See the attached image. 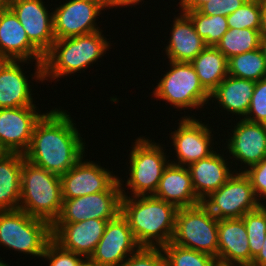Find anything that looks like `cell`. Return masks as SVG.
<instances>
[{"instance_id":"obj_7","label":"cell","mask_w":266,"mask_h":266,"mask_svg":"<svg viewBox=\"0 0 266 266\" xmlns=\"http://www.w3.org/2000/svg\"><path fill=\"white\" fill-rule=\"evenodd\" d=\"M169 62L171 69L154 87L153 96L179 109H201L209 103L210 93L201 84L193 65L190 62Z\"/></svg>"},{"instance_id":"obj_40","label":"cell","mask_w":266,"mask_h":266,"mask_svg":"<svg viewBox=\"0 0 266 266\" xmlns=\"http://www.w3.org/2000/svg\"><path fill=\"white\" fill-rule=\"evenodd\" d=\"M250 266H266V237L258 255L253 259Z\"/></svg>"},{"instance_id":"obj_34","label":"cell","mask_w":266,"mask_h":266,"mask_svg":"<svg viewBox=\"0 0 266 266\" xmlns=\"http://www.w3.org/2000/svg\"><path fill=\"white\" fill-rule=\"evenodd\" d=\"M244 119L266 124V77L256 81L250 106Z\"/></svg>"},{"instance_id":"obj_15","label":"cell","mask_w":266,"mask_h":266,"mask_svg":"<svg viewBox=\"0 0 266 266\" xmlns=\"http://www.w3.org/2000/svg\"><path fill=\"white\" fill-rule=\"evenodd\" d=\"M8 7L18 17L29 41L45 55L55 41L53 12L49 13L43 0H8Z\"/></svg>"},{"instance_id":"obj_20","label":"cell","mask_w":266,"mask_h":266,"mask_svg":"<svg viewBox=\"0 0 266 266\" xmlns=\"http://www.w3.org/2000/svg\"><path fill=\"white\" fill-rule=\"evenodd\" d=\"M218 262L251 265L247 231L242 218L218 220Z\"/></svg>"},{"instance_id":"obj_17","label":"cell","mask_w":266,"mask_h":266,"mask_svg":"<svg viewBox=\"0 0 266 266\" xmlns=\"http://www.w3.org/2000/svg\"><path fill=\"white\" fill-rule=\"evenodd\" d=\"M36 110V106L0 109V145L8 153L28 150L34 126L44 114Z\"/></svg>"},{"instance_id":"obj_28","label":"cell","mask_w":266,"mask_h":266,"mask_svg":"<svg viewBox=\"0 0 266 266\" xmlns=\"http://www.w3.org/2000/svg\"><path fill=\"white\" fill-rule=\"evenodd\" d=\"M261 30L228 29L215 46L227 59L260 48Z\"/></svg>"},{"instance_id":"obj_39","label":"cell","mask_w":266,"mask_h":266,"mask_svg":"<svg viewBox=\"0 0 266 266\" xmlns=\"http://www.w3.org/2000/svg\"><path fill=\"white\" fill-rule=\"evenodd\" d=\"M180 10H199L205 3L213 0H179Z\"/></svg>"},{"instance_id":"obj_43","label":"cell","mask_w":266,"mask_h":266,"mask_svg":"<svg viewBox=\"0 0 266 266\" xmlns=\"http://www.w3.org/2000/svg\"><path fill=\"white\" fill-rule=\"evenodd\" d=\"M260 49L262 50L264 58L266 60V34L261 35Z\"/></svg>"},{"instance_id":"obj_11","label":"cell","mask_w":266,"mask_h":266,"mask_svg":"<svg viewBox=\"0 0 266 266\" xmlns=\"http://www.w3.org/2000/svg\"><path fill=\"white\" fill-rule=\"evenodd\" d=\"M105 8H109L106 0H69L59 5L53 11L55 40L100 31L96 18Z\"/></svg>"},{"instance_id":"obj_38","label":"cell","mask_w":266,"mask_h":266,"mask_svg":"<svg viewBox=\"0 0 266 266\" xmlns=\"http://www.w3.org/2000/svg\"><path fill=\"white\" fill-rule=\"evenodd\" d=\"M247 0H213L205 3L198 11L208 16H227L235 12Z\"/></svg>"},{"instance_id":"obj_33","label":"cell","mask_w":266,"mask_h":266,"mask_svg":"<svg viewBox=\"0 0 266 266\" xmlns=\"http://www.w3.org/2000/svg\"><path fill=\"white\" fill-rule=\"evenodd\" d=\"M229 29H255L262 27V0H247L235 12L226 16Z\"/></svg>"},{"instance_id":"obj_23","label":"cell","mask_w":266,"mask_h":266,"mask_svg":"<svg viewBox=\"0 0 266 266\" xmlns=\"http://www.w3.org/2000/svg\"><path fill=\"white\" fill-rule=\"evenodd\" d=\"M223 156L215 151L209 157L200 159L187 167L193 189L201 201L224 185L235 172V169L230 170L229 162Z\"/></svg>"},{"instance_id":"obj_42","label":"cell","mask_w":266,"mask_h":266,"mask_svg":"<svg viewBox=\"0 0 266 266\" xmlns=\"http://www.w3.org/2000/svg\"><path fill=\"white\" fill-rule=\"evenodd\" d=\"M261 33L266 34V0H262V27Z\"/></svg>"},{"instance_id":"obj_32","label":"cell","mask_w":266,"mask_h":266,"mask_svg":"<svg viewBox=\"0 0 266 266\" xmlns=\"http://www.w3.org/2000/svg\"><path fill=\"white\" fill-rule=\"evenodd\" d=\"M242 219L247 231L251 264L260 252L266 237V205L246 213Z\"/></svg>"},{"instance_id":"obj_6","label":"cell","mask_w":266,"mask_h":266,"mask_svg":"<svg viewBox=\"0 0 266 266\" xmlns=\"http://www.w3.org/2000/svg\"><path fill=\"white\" fill-rule=\"evenodd\" d=\"M172 243L218 261V219L202 204L179 208Z\"/></svg>"},{"instance_id":"obj_46","label":"cell","mask_w":266,"mask_h":266,"mask_svg":"<svg viewBox=\"0 0 266 266\" xmlns=\"http://www.w3.org/2000/svg\"><path fill=\"white\" fill-rule=\"evenodd\" d=\"M7 154L8 152L0 145V160Z\"/></svg>"},{"instance_id":"obj_25","label":"cell","mask_w":266,"mask_h":266,"mask_svg":"<svg viewBox=\"0 0 266 266\" xmlns=\"http://www.w3.org/2000/svg\"><path fill=\"white\" fill-rule=\"evenodd\" d=\"M255 84L253 80L227 75L210 93V100L216 99L215 101L224 110L230 114L239 115L243 119L248 112Z\"/></svg>"},{"instance_id":"obj_36","label":"cell","mask_w":266,"mask_h":266,"mask_svg":"<svg viewBox=\"0 0 266 266\" xmlns=\"http://www.w3.org/2000/svg\"><path fill=\"white\" fill-rule=\"evenodd\" d=\"M120 266H166L162 248L141 247Z\"/></svg>"},{"instance_id":"obj_24","label":"cell","mask_w":266,"mask_h":266,"mask_svg":"<svg viewBox=\"0 0 266 266\" xmlns=\"http://www.w3.org/2000/svg\"><path fill=\"white\" fill-rule=\"evenodd\" d=\"M180 14L174 17L165 52L169 61L191 62L207 45L196 33L191 19L183 11Z\"/></svg>"},{"instance_id":"obj_14","label":"cell","mask_w":266,"mask_h":266,"mask_svg":"<svg viewBox=\"0 0 266 266\" xmlns=\"http://www.w3.org/2000/svg\"><path fill=\"white\" fill-rule=\"evenodd\" d=\"M141 246L121 213L107 222L104 233L90 259L100 266H120Z\"/></svg>"},{"instance_id":"obj_31","label":"cell","mask_w":266,"mask_h":266,"mask_svg":"<svg viewBox=\"0 0 266 266\" xmlns=\"http://www.w3.org/2000/svg\"><path fill=\"white\" fill-rule=\"evenodd\" d=\"M166 266H214L218 261L208 254L178 246L172 242L162 247Z\"/></svg>"},{"instance_id":"obj_2","label":"cell","mask_w":266,"mask_h":266,"mask_svg":"<svg viewBox=\"0 0 266 266\" xmlns=\"http://www.w3.org/2000/svg\"><path fill=\"white\" fill-rule=\"evenodd\" d=\"M121 185V215L141 247L162 248L173 238L178 208L154 195L128 196Z\"/></svg>"},{"instance_id":"obj_41","label":"cell","mask_w":266,"mask_h":266,"mask_svg":"<svg viewBox=\"0 0 266 266\" xmlns=\"http://www.w3.org/2000/svg\"><path fill=\"white\" fill-rule=\"evenodd\" d=\"M142 2V0H109L108 1V7L110 9L114 7H120V6H132V5H139V3Z\"/></svg>"},{"instance_id":"obj_9","label":"cell","mask_w":266,"mask_h":266,"mask_svg":"<svg viewBox=\"0 0 266 266\" xmlns=\"http://www.w3.org/2000/svg\"><path fill=\"white\" fill-rule=\"evenodd\" d=\"M242 168L201 202L218 220L239 219L261 206Z\"/></svg>"},{"instance_id":"obj_5","label":"cell","mask_w":266,"mask_h":266,"mask_svg":"<svg viewBox=\"0 0 266 266\" xmlns=\"http://www.w3.org/2000/svg\"><path fill=\"white\" fill-rule=\"evenodd\" d=\"M52 240V226L21 209L0 211V246L42 257Z\"/></svg>"},{"instance_id":"obj_16","label":"cell","mask_w":266,"mask_h":266,"mask_svg":"<svg viewBox=\"0 0 266 266\" xmlns=\"http://www.w3.org/2000/svg\"><path fill=\"white\" fill-rule=\"evenodd\" d=\"M83 158L60 176L63 199L108 191L119 180L110 170Z\"/></svg>"},{"instance_id":"obj_45","label":"cell","mask_w":266,"mask_h":266,"mask_svg":"<svg viewBox=\"0 0 266 266\" xmlns=\"http://www.w3.org/2000/svg\"><path fill=\"white\" fill-rule=\"evenodd\" d=\"M8 6V0H0V13Z\"/></svg>"},{"instance_id":"obj_3","label":"cell","mask_w":266,"mask_h":266,"mask_svg":"<svg viewBox=\"0 0 266 266\" xmlns=\"http://www.w3.org/2000/svg\"><path fill=\"white\" fill-rule=\"evenodd\" d=\"M110 43L102 31L87 35L55 40L44 55L43 81L51 80L86 70L106 54Z\"/></svg>"},{"instance_id":"obj_1","label":"cell","mask_w":266,"mask_h":266,"mask_svg":"<svg viewBox=\"0 0 266 266\" xmlns=\"http://www.w3.org/2000/svg\"><path fill=\"white\" fill-rule=\"evenodd\" d=\"M75 125L66 110L44 113L34 126L25 159L48 172L65 174L86 153V143Z\"/></svg>"},{"instance_id":"obj_18","label":"cell","mask_w":266,"mask_h":266,"mask_svg":"<svg viewBox=\"0 0 266 266\" xmlns=\"http://www.w3.org/2000/svg\"><path fill=\"white\" fill-rule=\"evenodd\" d=\"M107 220L89 219L77 223H53L52 240L61 248L90 258L99 243Z\"/></svg>"},{"instance_id":"obj_8","label":"cell","mask_w":266,"mask_h":266,"mask_svg":"<svg viewBox=\"0 0 266 266\" xmlns=\"http://www.w3.org/2000/svg\"><path fill=\"white\" fill-rule=\"evenodd\" d=\"M134 141L129 154L130 176L125 185L130 188L133 197L153 195L170 160L167 159L160 143L152 142L143 136Z\"/></svg>"},{"instance_id":"obj_44","label":"cell","mask_w":266,"mask_h":266,"mask_svg":"<svg viewBox=\"0 0 266 266\" xmlns=\"http://www.w3.org/2000/svg\"><path fill=\"white\" fill-rule=\"evenodd\" d=\"M79 266H100L97 263L93 262L90 258H84Z\"/></svg>"},{"instance_id":"obj_47","label":"cell","mask_w":266,"mask_h":266,"mask_svg":"<svg viewBox=\"0 0 266 266\" xmlns=\"http://www.w3.org/2000/svg\"><path fill=\"white\" fill-rule=\"evenodd\" d=\"M214 266H240V265L223 264V263L217 262Z\"/></svg>"},{"instance_id":"obj_48","label":"cell","mask_w":266,"mask_h":266,"mask_svg":"<svg viewBox=\"0 0 266 266\" xmlns=\"http://www.w3.org/2000/svg\"><path fill=\"white\" fill-rule=\"evenodd\" d=\"M0 266H10L7 263H5L3 260L0 259Z\"/></svg>"},{"instance_id":"obj_4","label":"cell","mask_w":266,"mask_h":266,"mask_svg":"<svg viewBox=\"0 0 266 266\" xmlns=\"http://www.w3.org/2000/svg\"><path fill=\"white\" fill-rule=\"evenodd\" d=\"M63 203L61 178L26 159L21 172L18 209L51 225L58 218Z\"/></svg>"},{"instance_id":"obj_30","label":"cell","mask_w":266,"mask_h":266,"mask_svg":"<svg viewBox=\"0 0 266 266\" xmlns=\"http://www.w3.org/2000/svg\"><path fill=\"white\" fill-rule=\"evenodd\" d=\"M181 11L191 19L196 33L205 41L207 46L215 47L229 29L225 16H208L198 10Z\"/></svg>"},{"instance_id":"obj_10","label":"cell","mask_w":266,"mask_h":266,"mask_svg":"<svg viewBox=\"0 0 266 266\" xmlns=\"http://www.w3.org/2000/svg\"><path fill=\"white\" fill-rule=\"evenodd\" d=\"M119 180L108 190L73 199H63L61 212L54 223H77L89 219L113 220L121 212Z\"/></svg>"},{"instance_id":"obj_35","label":"cell","mask_w":266,"mask_h":266,"mask_svg":"<svg viewBox=\"0 0 266 266\" xmlns=\"http://www.w3.org/2000/svg\"><path fill=\"white\" fill-rule=\"evenodd\" d=\"M42 257L50 261L48 262L49 266H79L85 258L80 254L61 248L53 240L47 244Z\"/></svg>"},{"instance_id":"obj_21","label":"cell","mask_w":266,"mask_h":266,"mask_svg":"<svg viewBox=\"0 0 266 266\" xmlns=\"http://www.w3.org/2000/svg\"><path fill=\"white\" fill-rule=\"evenodd\" d=\"M20 63L29 61L0 60V109L35 106L32 85Z\"/></svg>"},{"instance_id":"obj_27","label":"cell","mask_w":266,"mask_h":266,"mask_svg":"<svg viewBox=\"0 0 266 266\" xmlns=\"http://www.w3.org/2000/svg\"><path fill=\"white\" fill-rule=\"evenodd\" d=\"M190 63L209 93L228 75V59L214 46H207Z\"/></svg>"},{"instance_id":"obj_37","label":"cell","mask_w":266,"mask_h":266,"mask_svg":"<svg viewBox=\"0 0 266 266\" xmlns=\"http://www.w3.org/2000/svg\"><path fill=\"white\" fill-rule=\"evenodd\" d=\"M243 172L249 178L259 204L265 206L266 201L260 200H266V157L259 163L244 168Z\"/></svg>"},{"instance_id":"obj_29","label":"cell","mask_w":266,"mask_h":266,"mask_svg":"<svg viewBox=\"0 0 266 266\" xmlns=\"http://www.w3.org/2000/svg\"><path fill=\"white\" fill-rule=\"evenodd\" d=\"M228 75L259 81L266 77V60L260 48L228 59Z\"/></svg>"},{"instance_id":"obj_12","label":"cell","mask_w":266,"mask_h":266,"mask_svg":"<svg viewBox=\"0 0 266 266\" xmlns=\"http://www.w3.org/2000/svg\"><path fill=\"white\" fill-rule=\"evenodd\" d=\"M35 60V80L43 82L44 55L29 41L18 17L7 6L0 13V60Z\"/></svg>"},{"instance_id":"obj_19","label":"cell","mask_w":266,"mask_h":266,"mask_svg":"<svg viewBox=\"0 0 266 266\" xmlns=\"http://www.w3.org/2000/svg\"><path fill=\"white\" fill-rule=\"evenodd\" d=\"M239 120L226 146L231 157L250 167L266 157V124Z\"/></svg>"},{"instance_id":"obj_13","label":"cell","mask_w":266,"mask_h":266,"mask_svg":"<svg viewBox=\"0 0 266 266\" xmlns=\"http://www.w3.org/2000/svg\"><path fill=\"white\" fill-rule=\"evenodd\" d=\"M212 129L208 124L190 117H182L178 123L177 130L171 132L172 146H174L177 161L170 163L188 167L189 165L209 157L215 151L212 142L214 141ZM212 146V147H211Z\"/></svg>"},{"instance_id":"obj_22","label":"cell","mask_w":266,"mask_h":266,"mask_svg":"<svg viewBox=\"0 0 266 266\" xmlns=\"http://www.w3.org/2000/svg\"><path fill=\"white\" fill-rule=\"evenodd\" d=\"M153 195L173 204L178 209L195 206L202 202L193 189L188 168L172 163L165 168Z\"/></svg>"},{"instance_id":"obj_26","label":"cell","mask_w":266,"mask_h":266,"mask_svg":"<svg viewBox=\"0 0 266 266\" xmlns=\"http://www.w3.org/2000/svg\"><path fill=\"white\" fill-rule=\"evenodd\" d=\"M24 154L8 153L0 160V211L19 207Z\"/></svg>"}]
</instances>
